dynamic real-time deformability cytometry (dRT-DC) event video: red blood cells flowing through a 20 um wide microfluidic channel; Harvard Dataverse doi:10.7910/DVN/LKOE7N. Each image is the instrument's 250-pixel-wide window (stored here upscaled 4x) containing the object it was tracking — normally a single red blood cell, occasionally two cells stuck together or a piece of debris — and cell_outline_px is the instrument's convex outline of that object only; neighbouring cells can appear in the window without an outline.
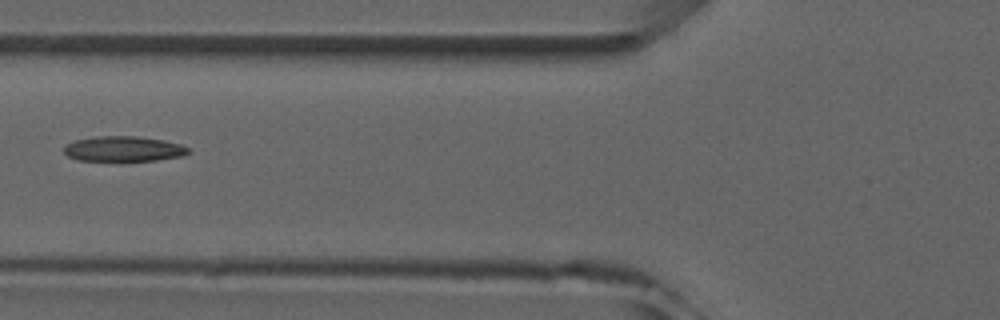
{"species": "common noctule bat (a hibernating species)", "species_latin": "Nyctalus noctula", "temperature_condition": "room temperature", "stored_images_in_passage": 8, "camera_frame_rate_fps": 3000, "um_per_image_px": 0.085, "animal": {"sex": "male", "forearm_length_mm": 52.5}, "frame": {"image": 1, "passage_image": 7, "time_ms": 7.667, "image_size_px": [1000, 320], "cell_outline_px": [[192, 152], [184, 156], [156, 160], [76, 160], [68, 156], [64, 152], [64, 148], [68, 144], [76, 140], [96, 136], [136, 136], [164, 140], [180, 144], [188, 148]], "centroid_in_image_um": [10.55, 12.65], "position_along_channel_um": 115.3, "area_um2": 18.15}}
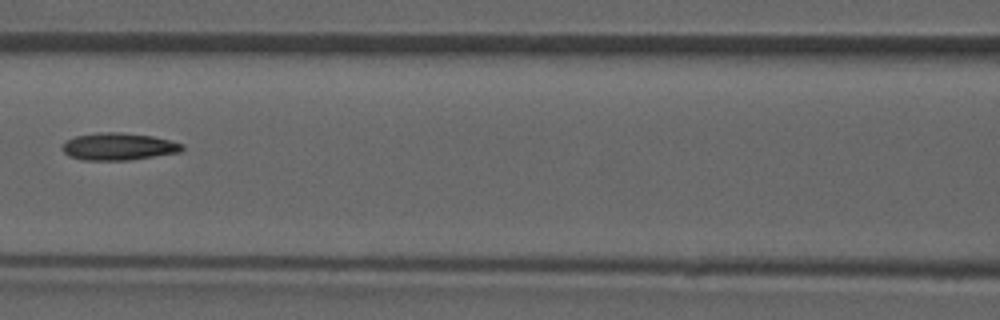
{"frame": {"image": 2, "passage_image": 8, "time_ms": 8.667, "image_size_px": [1000, 320], "cell_outline_px": [[184, 148], [180, 152], [128, 160], [84, 160], [68, 156], [60, 148], [68, 140], [76, 136], [100, 132], [120, 132], [152, 136], [184, 144]], "centroid_in_image_um": [10.06, 12.46], "position_along_channel_um": 156.5, "area_um2": 18.9}}